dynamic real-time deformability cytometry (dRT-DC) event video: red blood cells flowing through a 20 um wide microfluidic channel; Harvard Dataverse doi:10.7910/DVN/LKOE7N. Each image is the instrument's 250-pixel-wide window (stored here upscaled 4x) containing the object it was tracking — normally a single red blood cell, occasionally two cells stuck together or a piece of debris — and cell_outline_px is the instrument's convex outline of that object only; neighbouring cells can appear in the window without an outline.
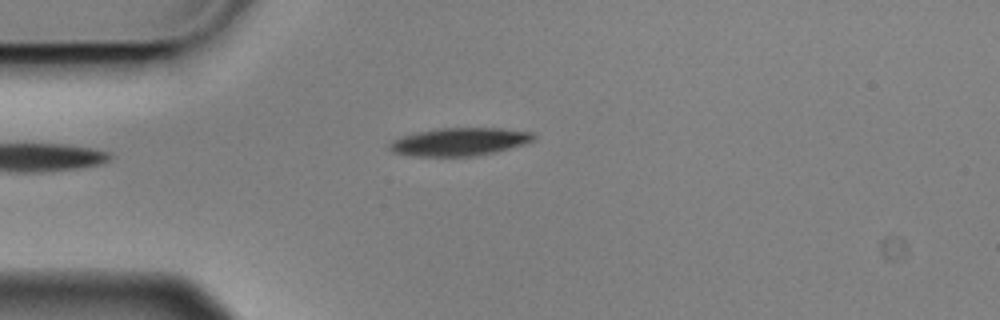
{"species": "Egyptian fruit bat (a non-hibernating species)", "species_latin": "Rousettus aegyptiacus", "temperature_condition": "cold", "stored_images_in_passage": 3, "camera_frame_rate_fps": 3000, "um_per_image_px": 0.085, "animal": {"sex": "male"}, "frame": {"image": 1, "passage_image": 3, "time_ms": 0.667, "image_size_px": [1000, 320], "cell_outline_px": [[536, 140], [524, 144], [496, 152], [472, 156], [412, 156], [392, 152], [388, 148], [388, 144], [392, 140], [416, 132], [440, 128], [504, 128], [532, 132], [536, 136]], "centroid_in_image_um": [39.08, 12.05], "position_along_channel_um": 45.9, "area_um2": 23.58}}